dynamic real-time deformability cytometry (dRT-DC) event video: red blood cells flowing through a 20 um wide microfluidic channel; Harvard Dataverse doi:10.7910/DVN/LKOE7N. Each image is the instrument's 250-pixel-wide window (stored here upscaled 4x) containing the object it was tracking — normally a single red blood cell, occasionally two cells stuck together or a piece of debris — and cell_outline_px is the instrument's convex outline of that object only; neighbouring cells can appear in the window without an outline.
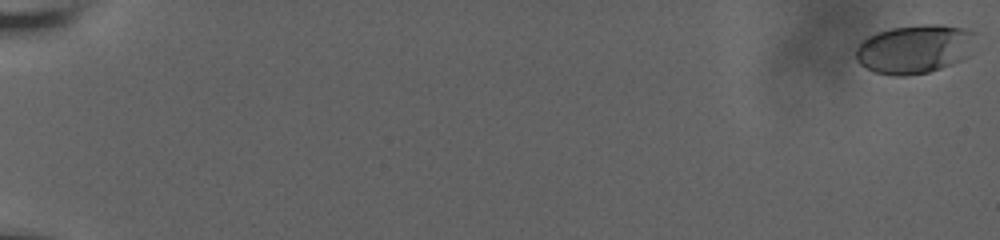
{"species": "human", "species_latin": "Homo sapiens", "temperature_condition": "room temperature", "stored_images_in_passage": 61, "camera_frame_rate_fps": 3000, "um_per_image_px": 0.085, "donor": {"sex": "male"}, "frame": {"image": 1, "passage_image": 1, "time_ms": 0.0, "image_size_px": [1000, 240], "cell_outline_px": [[976, 32], [964, 56], [960, 60], [952, 64], [928, 72], [904, 76], [896, 76], [872, 72], [860, 64], [856, 60], [856, 48], [868, 36], [892, 28], [924, 24], [940, 24], [964, 28]], "centroid_in_image_um": [77.68, 4.17], "position_along_channel_um": 7.3, "area_um2": 33.52}}
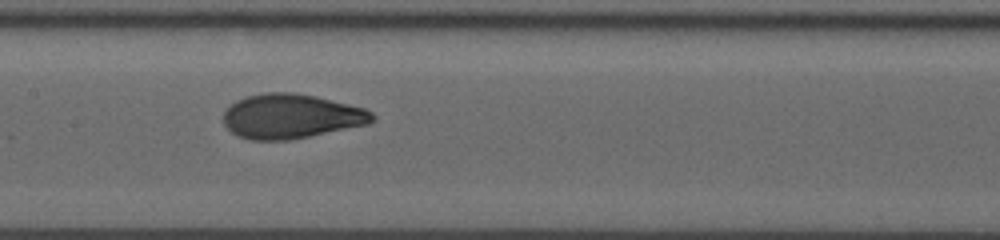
{"frame": {"image": 2, "passage_image": 34, "time_ms": 11.0, "image_size_px": [1000, 240], "cell_outline_px": [[376, 120], [368, 124], [292, 140], [248, 140], [236, 136], [224, 124], [224, 112], [236, 100], [248, 96], [264, 92], [292, 92], [316, 96], [364, 108], [372, 112], [376, 116]], "centroid_in_image_um": [24.76, 9.89], "position_along_channel_um": 182.6, "area_um2": 38.78}}
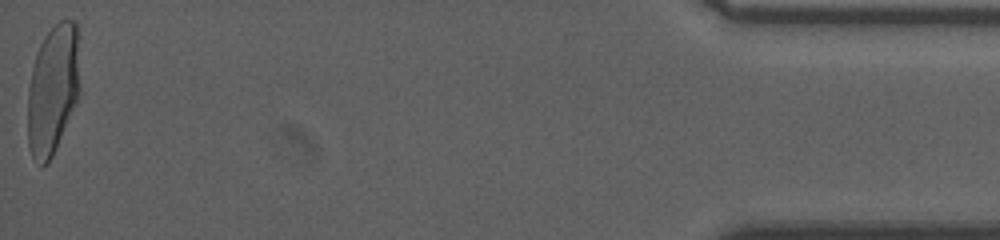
{"frame": {"image": 3, "passage_image": 61, "time_ms": 20.0, "image_size_px": [1000, 240], "cell_outline_px": [[80, 96], [56, 148], [48, 164], [40, 164], [32, 160], [28, 144], [28, 88], [32, 68], [40, 44], [44, 36], [60, 20], [76, 20], [80, 88]], "centroid_in_image_um": [4.5, 7.64], "position_along_channel_um": 430.7, "area_um2": 39.65}, "authors_computed_cell_mechanics": {"area_um2": 37.57, "velocity_mm_per_s": 3.6964, "shape_relaxation_time_tau1_ms": 5.7475, "shape_relaxation_time_tau2_ms": null, "deformation_change_tau1": 0.2191, "deformation_change_tau2": null}}